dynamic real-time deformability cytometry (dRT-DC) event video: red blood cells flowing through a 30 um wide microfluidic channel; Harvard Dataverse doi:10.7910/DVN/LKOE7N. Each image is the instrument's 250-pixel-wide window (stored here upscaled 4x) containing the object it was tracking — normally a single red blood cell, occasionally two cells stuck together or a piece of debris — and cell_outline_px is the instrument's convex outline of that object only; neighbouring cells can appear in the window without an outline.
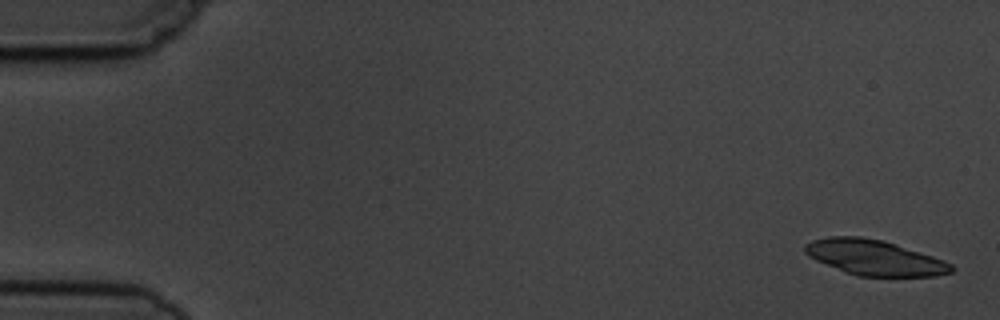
{"species": "common noctule bat (a hibernating species)", "species_latin": "Nyctalus noctula", "temperature_condition": "cold", "stored_images_in_passage": 5, "camera_frame_rate_fps": 3000, "um_per_image_px": 0.085, "animal": {"sex": "male", "body_mass_g": 19.5, "forearm_length_mm": 54.6}, "frame": {"image": 1, "passage_image": 1, "time_ms": 0.0, "image_size_px": [1000, 320], "cell_outline_px": [[956, 268], [952, 272], [936, 276], [856, 276], [816, 260], [808, 256], [804, 252], [804, 244], [812, 240], [828, 236], [860, 236], [884, 240], [944, 260], [952, 264]], "centroid_in_image_um": [74.33, 21.89], "position_along_channel_um": 10.7, "area_um2": 30.17}}